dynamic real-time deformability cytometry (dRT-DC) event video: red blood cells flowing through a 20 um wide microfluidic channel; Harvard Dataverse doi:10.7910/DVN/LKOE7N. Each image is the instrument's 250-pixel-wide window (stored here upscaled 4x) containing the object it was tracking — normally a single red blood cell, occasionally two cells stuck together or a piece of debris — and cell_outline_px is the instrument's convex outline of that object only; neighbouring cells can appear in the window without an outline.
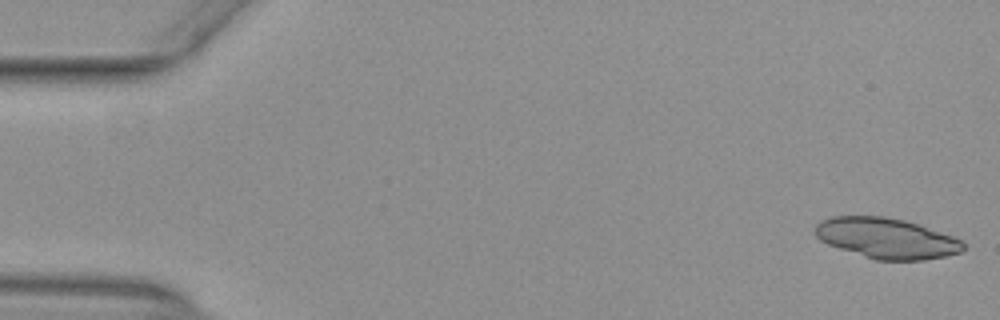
{"species": "common noctule bat (a hibernating species)", "species_latin": "Nyctalus noctula", "temperature_condition": "warm", "stored_images_in_passage": 52, "segment_of_instrument_passage": [1, 2], "camera_frame_rate_fps": 3000, "um_per_image_px": 0.085, "animal": {"sex": "female", "body_mass_g": 29.2, "forearm_length_mm": 56.3}, "frame": {"image": 1, "passage_image": 1, "time_ms": 0.0, "image_size_px": [1000, 320], "cell_outline_px": [[964, 248], [960, 252], [948, 256], [924, 260], [876, 260], [828, 244], [820, 240], [816, 236], [816, 224], [820, 220], [832, 216], [884, 216], [904, 220], [952, 236], [960, 240], [964, 244]], "centroid_in_image_um": [75.34, 20.25], "position_along_channel_um": 9.7, "area_um2": 34.62}}